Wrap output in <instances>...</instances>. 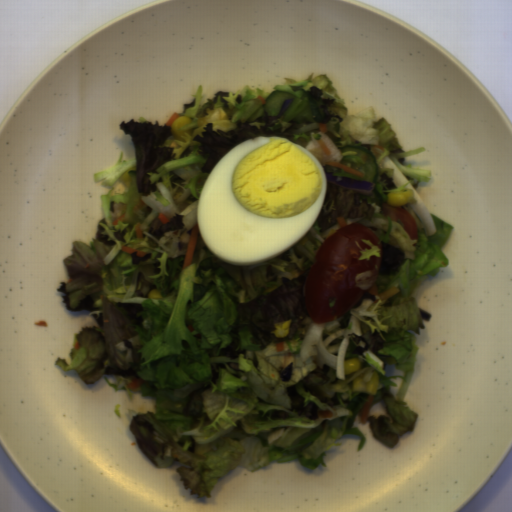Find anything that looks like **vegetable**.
Masks as SVG:
<instances>
[{"mask_svg": "<svg viewBox=\"0 0 512 512\" xmlns=\"http://www.w3.org/2000/svg\"><path fill=\"white\" fill-rule=\"evenodd\" d=\"M276 90L296 100L270 121L256 98L266 100ZM273 91L249 85L218 92L201 105L198 85L176 113L191 120L181 137L158 120L121 121L135 157L122 160L123 151L117 164L94 174L95 182L110 188L100 195L104 217L89 244L73 242L72 255L63 259L71 280L57 288L66 307L89 311L96 327H82L70 363L57 357L55 365L75 372L86 386L104 378L131 401L134 394L153 398L154 411L129 410L128 428L157 467L182 463L176 473L197 498L212 497L219 479L237 466L254 471L297 460L314 471L326 467V452L341 446L336 441L346 434H358L362 449L366 438L354 423L370 395L353 387L362 373L378 375L372 405L383 401L387 411L368 415L371 436L396 447L419 416L405 396L418 356L416 338L432 315L419 307L417 288L449 265L443 247L454 227L428 211L417 189L432 172L404 165L424 147L404 151L372 104L351 115L327 74L289 77ZM274 136L312 153L338 179L351 178V172L326 163L357 154L341 153L345 145L365 148L376 156L373 192L364 196L327 181L323 208L306 236L260 263L219 260L199 232L192 264L182 271L197 222L195 204L213 166L240 142ZM130 170H136L140 210L115 226L126 212ZM404 189L413 193L401 206L416 220L418 240L380 214L387 193ZM159 213L170 221L163 225ZM341 216L375 235L382 249L363 240L371 249L359 259L378 256L380 268L356 274L366 291L349 311L317 324L305 309L303 279L316 251L340 228L335 218ZM138 222L144 238H137ZM121 246L147 254H127ZM373 286L379 294L399 291L383 301L367 292ZM155 288L162 298H147ZM283 341L285 351L276 352ZM350 358L359 359L361 369L344 375ZM137 378L145 383L128 390ZM322 409L333 411L332 418H320Z\"/></svg>", "mask_w": 512, "mask_h": 512, "instance_id": "vegetable-1", "label": "vegetable"}]
</instances>
